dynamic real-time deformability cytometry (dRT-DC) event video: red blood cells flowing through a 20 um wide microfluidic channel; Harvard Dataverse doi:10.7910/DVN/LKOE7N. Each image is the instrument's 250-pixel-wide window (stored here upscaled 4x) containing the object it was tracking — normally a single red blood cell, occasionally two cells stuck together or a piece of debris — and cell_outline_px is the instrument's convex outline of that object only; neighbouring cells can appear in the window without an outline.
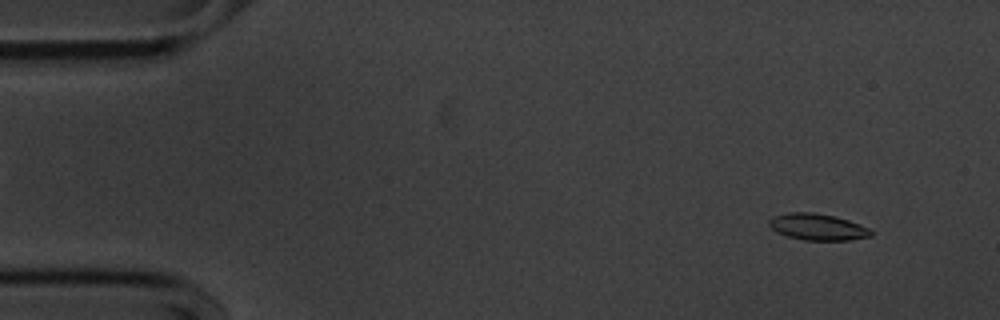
{"species": "common noctule bat (a hibernating species)", "species_latin": "Nyctalus noctula", "temperature_condition": "cold", "stored_images_in_passage": 55, "camera_frame_rate_fps": 3000, "um_per_image_px": 0.085, "animal": {"sex": "male", "body_mass_g": 20.1, "forearm_length_mm": 53.5}, "frame": {"image": 1, "passage_image": 4, "time_ms": 1.0, "image_size_px": [1000, 320], "cell_outline_px": [[872, 236], [848, 240], [804, 240], [788, 236], [776, 232], [768, 224], [768, 220], [772, 216], [788, 212], [812, 212], [836, 216], [860, 224], [868, 228], [872, 232]], "centroid_in_image_um": [69.47, 19.28], "position_along_channel_um": 15.5, "area_um2": 15.78}}
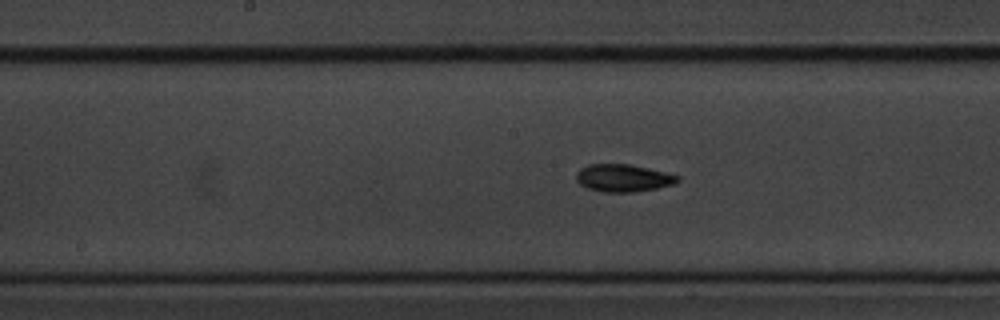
{"frame": {"image": 2, "passage_image": 27, "time_ms": 8.667, "image_size_px": [1000, 320], "cell_outline_px": [[680, 180], [676, 184], [656, 188], [632, 192], [604, 192], [588, 188], [580, 184], [576, 180], [576, 172], [580, 168], [588, 164], [632, 164], [680, 176]], "centroid_in_image_um": [52.97, 15.12], "position_along_channel_um": 195.2, "area_um2": 16.3}}
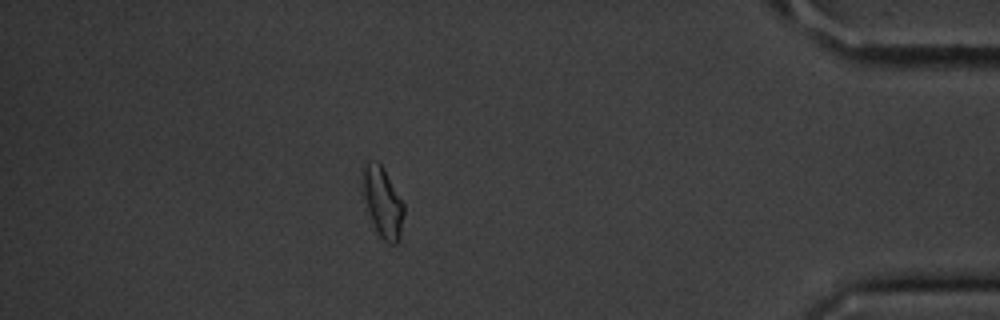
{"frame": {"image": 3, "passage_image": 48, "time_ms": 15.667, "image_size_px": [1000, 320], "cell_outline_px": [[404, 212], [400, 240], [396, 244], [388, 244], [380, 236], [372, 220], [364, 196], [364, 160], [376, 160], [384, 168], [404, 204]], "centroid_in_image_um": [32.57, 17.19], "position_along_channel_um": 402.6, "area_um2": 16.47}, "authors_computed_cell_mechanics": {"area_um2": 15.7794, "velocity_mm_per_s": 3.6002, "shape_relaxation_time_tau1_ms": 8.2544, "shape_relaxation_time_tau2_ms": 8.4115, "deformation_change_tau1": 0.1689, "deformation_change_tau2": 0.1461}}